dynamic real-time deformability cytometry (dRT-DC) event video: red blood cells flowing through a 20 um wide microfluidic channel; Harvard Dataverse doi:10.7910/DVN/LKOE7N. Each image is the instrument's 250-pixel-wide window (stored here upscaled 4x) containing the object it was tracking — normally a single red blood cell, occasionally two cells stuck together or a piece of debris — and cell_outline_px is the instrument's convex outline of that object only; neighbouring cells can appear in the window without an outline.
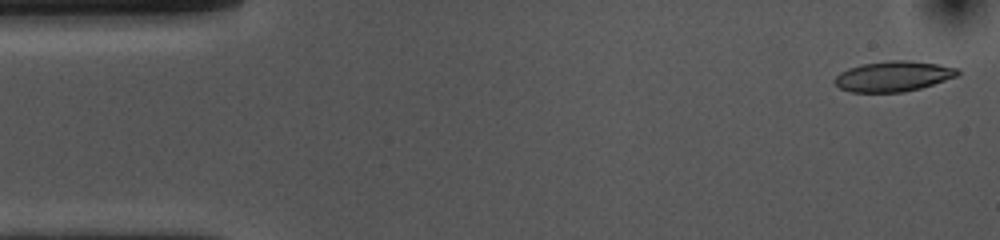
{"species": "common noctule bat (a hibernating species)", "species_latin": "Nyctalus noctula", "temperature_condition": "cold", "stored_images_in_passage": 53, "camera_frame_rate_fps": 3000, "um_per_image_px": 0.085, "animal": {"sex": "female", "body_mass_g": 10.0, "forearm_length_mm": 53.1}, "frame": {"image": 1, "passage_image": 1, "time_ms": 0.0, "image_size_px": [1000, 240], "cell_outline_px": [[960, 72], [956, 76], [920, 88], [904, 92], [852, 92], [840, 88], [832, 80], [840, 72], [848, 68], [860, 64], [888, 60], [904, 60], [936, 64], [956, 68]], "centroid_in_image_um": [75.86, 6.48], "position_along_channel_um": 9.1, "area_um2": 21.56}}
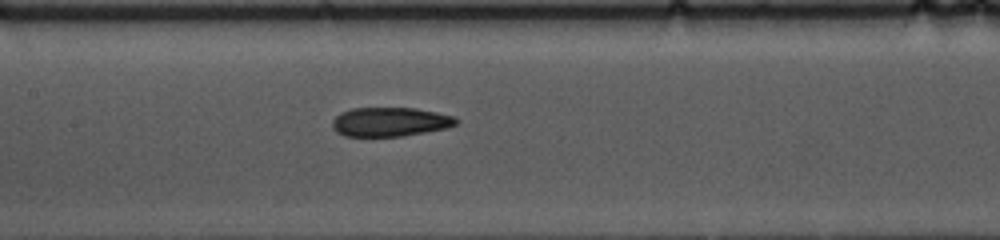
{"frame": {"image": 2, "passage_image": 23, "time_ms": 7.333, "image_size_px": [1000, 240], "cell_outline_px": [[460, 120], [456, 124], [448, 128], [400, 136], [344, 136], [336, 132], [332, 128], [332, 120], [340, 112], [352, 108], [416, 108], [456, 116]], "centroid_in_image_um": [33.16, 10.35], "position_along_channel_um": 174.2, "area_um2": 21.15}}
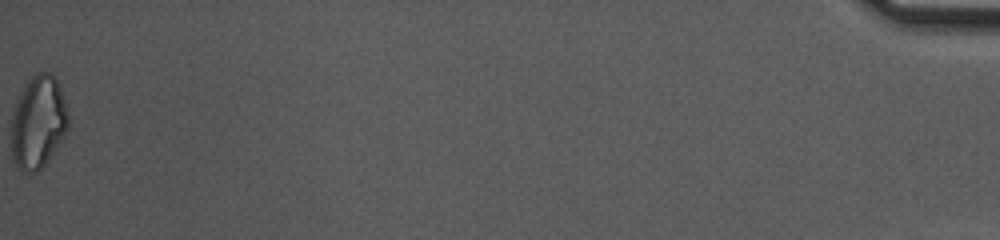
{"frame": {"image": 3, "passage_image": 53, "time_ms": 17.333, "image_size_px": [1000, 240], "cell_outline_px": [[68, 128], [64, 136], [44, 164], [36, 172], [24, 172], [12, 160], [12, 112], [16, 100], [20, 92], [28, 80], [36, 72], [48, 72], [56, 76], [68, 112]], "centroid_in_image_um": [3.24, 10.34], "position_along_channel_um": 432.0, "area_um2": 30.63}, "authors_computed_cell_mechanics": {"area_um2": 22.0796, "velocity_mm_per_s": 3.6555, "shape_relaxation_time_tau1_ms": 9.9477, "shape_relaxation_time_tau2_ms": 4.6862, "deformation_change_tau1": 0.1878, "deformation_change_tau2": 0.1094}}